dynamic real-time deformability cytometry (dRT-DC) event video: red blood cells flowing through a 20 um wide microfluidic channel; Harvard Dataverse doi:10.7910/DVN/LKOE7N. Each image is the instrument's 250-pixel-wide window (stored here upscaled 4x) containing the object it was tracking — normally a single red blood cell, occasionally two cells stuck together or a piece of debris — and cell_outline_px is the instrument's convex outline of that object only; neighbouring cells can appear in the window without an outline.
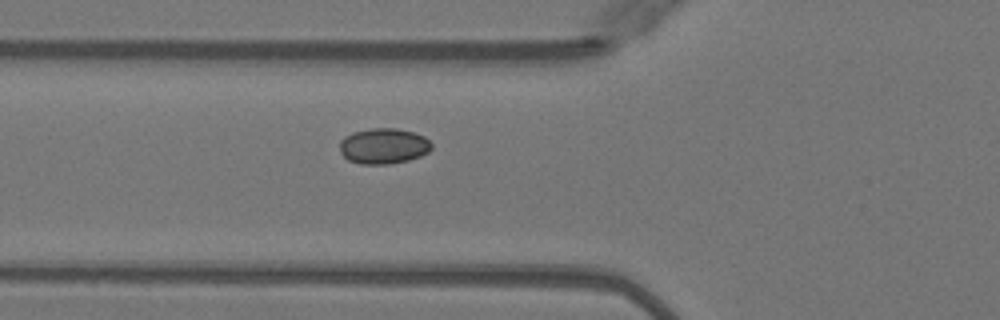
{"species": "Egyptian fruit bat (a non-hibernating species)", "species_latin": "Rousettus aegyptiacus", "temperature_condition": "warm", "stored_images_in_passage": 38, "segment_of_instrument_passage": [1, 2], "camera_frame_rate_fps": 3000, "um_per_image_px": 0.085, "animal": {"sex": "female"}, "frame": {"image": 1, "passage_image": 5, "time_ms": 1.333, "image_size_px": [1000, 320], "cell_outline_px": [[432, 148], [428, 152], [420, 156], [408, 160], [388, 164], [360, 164], [348, 160], [340, 152], [340, 140], [344, 136], [352, 132], [372, 128], [396, 128], [412, 132], [424, 136], [432, 144]], "centroid_in_image_um": [32.58, 12.41], "position_along_channel_um": 93.2, "area_um2": 19.13}}
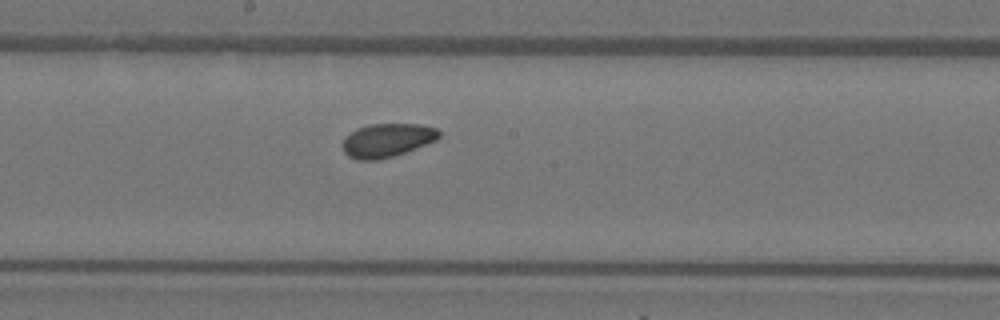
{"frame": {"image": 2, "passage_image": 14, "time_ms": 4.333, "image_size_px": [1000, 320], "cell_outline_px": [[440, 136], [436, 140], [404, 152], [392, 156], [376, 160], [356, 160], [348, 156], [344, 152], [344, 136], [356, 128], [368, 124], [420, 124], [436, 128], [440, 132]], "centroid_in_image_um": [32.88, 11.91], "position_along_channel_um": 215.3, "area_um2": 18.79}}
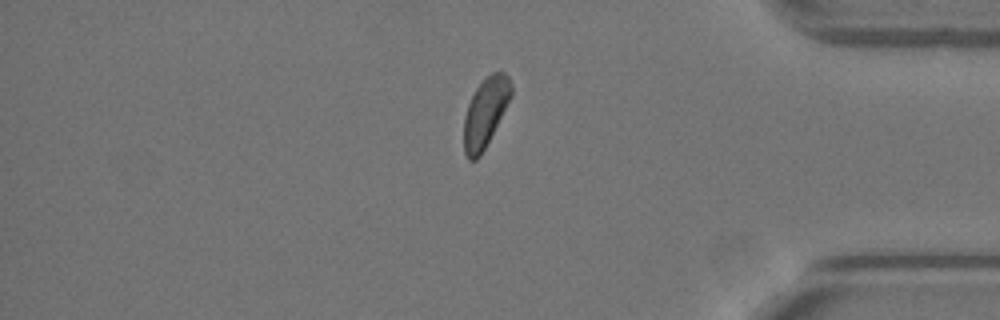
{"frame": {"image": 3, "passage_image": 29, "time_ms": 9.333, "image_size_px": [1000, 320], "cell_outline_px": [[512, 96], [480, 156], [476, 160], [468, 160], [464, 152], [464, 116], [468, 104], [476, 88], [484, 76], [492, 72], [504, 72], [508, 76], [512, 84]], "centroid_in_image_um": [41.25, 9.52], "position_along_channel_um": 393.9, "area_um2": 19.02}}